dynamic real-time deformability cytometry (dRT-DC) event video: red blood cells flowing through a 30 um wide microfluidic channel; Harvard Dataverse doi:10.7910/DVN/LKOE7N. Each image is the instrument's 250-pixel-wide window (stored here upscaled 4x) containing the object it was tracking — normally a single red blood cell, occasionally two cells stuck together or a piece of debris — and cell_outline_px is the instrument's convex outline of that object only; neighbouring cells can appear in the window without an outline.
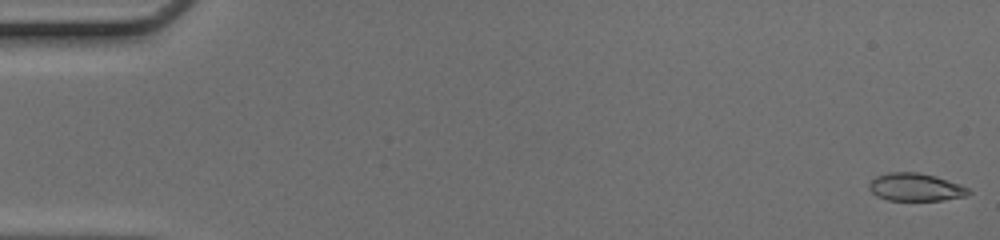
{"species": "common noctule bat (a hibernating species)", "species_latin": "Nyctalus noctula", "temperature_condition": "cold", "stored_images_in_passage": 49, "camera_frame_rate_fps": 3000, "um_per_image_px": 0.085, "animal": {"sex": "female", "body_mass_g": 17.0, "forearm_length_mm": 48.0}, "frame": {"image": 1, "passage_image": 1, "time_ms": 0.0, "image_size_px": [1000, 240], "cell_outline_px": [[972, 192], [968, 196], [940, 200], [888, 200], [876, 196], [868, 188], [868, 184], [876, 176], [888, 172], [916, 172], [936, 176], [960, 184], [968, 188]], "centroid_in_image_um": [77.82, 15.91], "position_along_channel_um": 7.2, "area_um2": 16.18}}
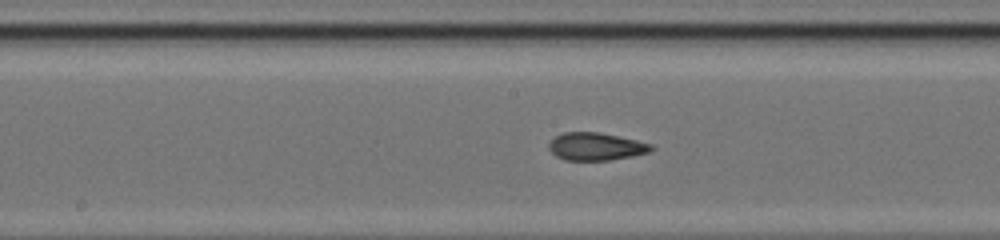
{"frame": {"image": 2, "passage_image": 26, "time_ms": 8.333, "image_size_px": [1000, 240], "cell_outline_px": [[656, 148], [648, 152], [632, 156], [608, 160], [564, 160], [556, 156], [548, 148], [548, 144], [556, 136], [564, 132], [600, 132], [636, 140], [652, 144]], "centroid_in_image_um": [50.65, 12.45], "position_along_channel_um": 197.5, "area_um2": 16.47}}
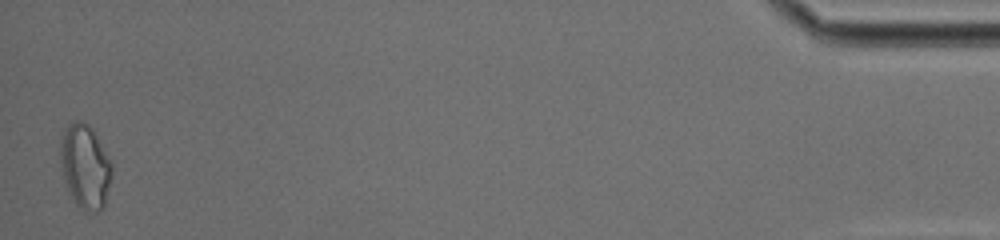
{"frame": {"image": 3, "passage_image": 49, "time_ms": 16.0, "image_size_px": [1000, 240], "cell_outline_px": [[112, 176], [104, 208], [96, 212], [84, 212], [76, 204], [64, 180], [60, 152], [60, 136], [68, 124], [76, 120], [80, 120], [88, 124], [92, 128], [112, 164]], "centroid_in_image_um": [7.25, 14.15], "position_along_channel_um": 428.0, "area_um2": 25.26}, "authors_computed_cell_mechanics": {"area_um2": 16.6464, "velocity_mm_per_s": 4.2155, "shape_relaxation_time_tau1_ms": null, "shape_relaxation_time_tau2_ms": 1.5724, "deformation_change_tau1": null, "deformation_change_tau2": 0.0694}}